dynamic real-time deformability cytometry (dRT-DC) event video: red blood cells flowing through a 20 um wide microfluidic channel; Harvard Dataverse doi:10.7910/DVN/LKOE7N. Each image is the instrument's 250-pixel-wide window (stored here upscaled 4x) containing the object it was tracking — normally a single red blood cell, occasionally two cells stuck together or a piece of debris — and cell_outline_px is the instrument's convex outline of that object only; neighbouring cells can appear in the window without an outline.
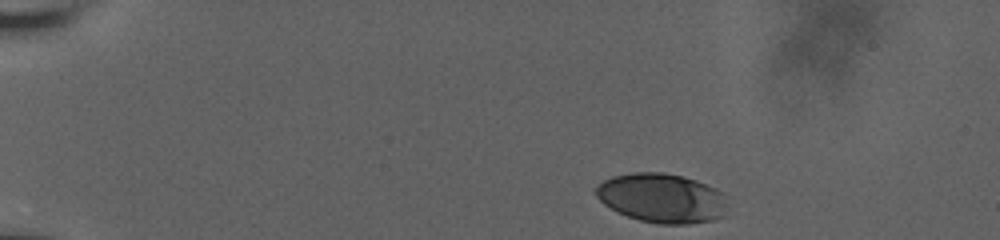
{"species": "human", "species_latin": "Homo sapiens", "temperature_condition": "room temperature", "stored_images_in_passage": 42, "camera_frame_rate_fps": 3000, "um_per_image_px": 0.085, "donor": {"sex": "male"}, "frame": {"image": 1, "passage_image": 1, "time_ms": 0.0, "image_size_px": [1000, 240], "cell_outline_px": [[724, 216], [712, 220], [688, 224], [660, 224], [640, 220], [628, 216], [604, 204], [596, 196], [596, 188], [604, 180], [612, 176], [632, 172], [664, 172], [684, 176], [696, 180], [716, 188], [724, 192]], "centroid_in_image_um": [56.27, 16.82], "position_along_channel_um": 28.7, "area_um2": 37.69}}
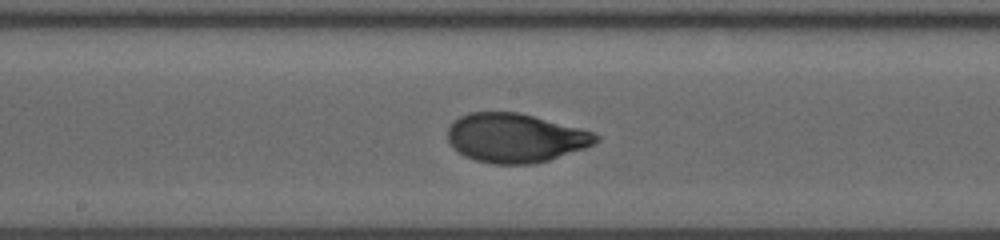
{"frame": {"image": 2, "passage_image": 24, "time_ms": 7.667, "image_size_px": [1000, 240], "cell_outline_px": [[600, 140], [584, 148], [548, 160], [532, 164], [492, 164], [476, 160], [464, 156], [448, 140], [448, 128], [460, 116], [468, 112], [520, 112], [580, 128], [592, 132], [600, 136]], "centroid_in_image_um": [43.81, 11.72], "position_along_channel_um": 204.4, "area_um2": 42.08}}
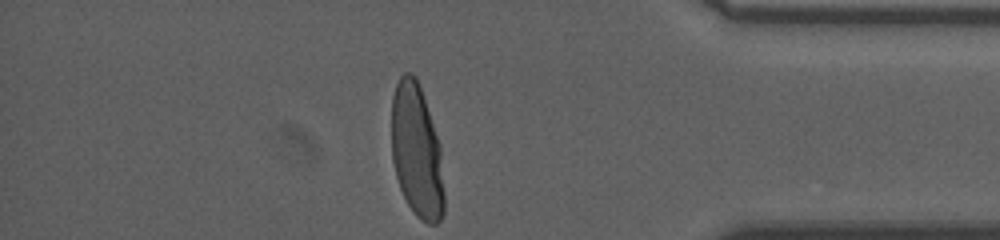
{"frame": {"image": 3, "passage_image": 42, "time_ms": 13.667, "image_size_px": [1000, 240], "cell_outline_px": [[444, 212], [440, 220], [436, 224], [428, 224], [416, 216], [408, 204], [400, 188], [396, 176], [392, 160], [392, 96], [396, 84], [400, 76], [404, 72], [412, 72], [416, 76], [440, 144], [444, 192]], "centroid_in_image_um": [35.42, 12.85], "position_along_channel_um": 399.8, "area_um2": 40.98}, "authors_computed_cell_mechanics": {"area_um2": 42.0206, "velocity_mm_per_s": 3.64, "shape_relaxation_time_tau1_ms": 3.6849, "shape_relaxation_time_tau2_ms": null, "deformation_change_tau1": 0.1935, "deformation_change_tau2": null}}